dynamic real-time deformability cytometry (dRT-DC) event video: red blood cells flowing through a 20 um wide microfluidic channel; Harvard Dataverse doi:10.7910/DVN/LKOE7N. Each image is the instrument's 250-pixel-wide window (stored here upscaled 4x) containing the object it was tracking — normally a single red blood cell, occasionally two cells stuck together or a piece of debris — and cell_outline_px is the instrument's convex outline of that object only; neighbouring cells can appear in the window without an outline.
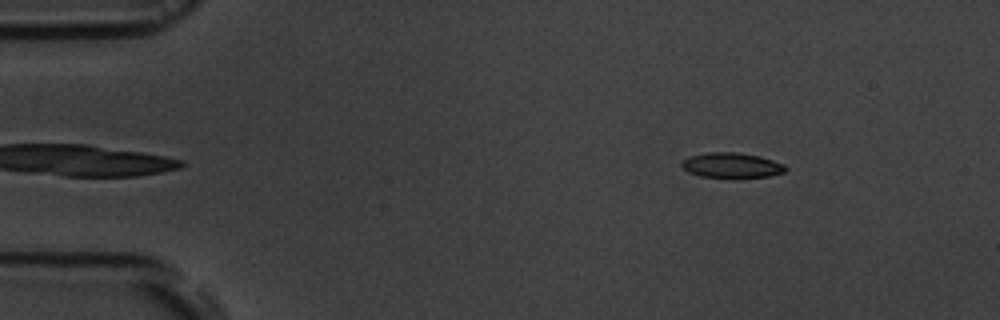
{"species": "common noctule bat (a hibernating species)", "species_latin": "Nyctalus noctula", "temperature_condition": "room temperature", "stored_images_in_passage": 13, "camera_frame_rate_fps": 3000, "um_per_image_px": 0.085, "animal": {"sex": "male", "body_mass_g": 19.5, "forearm_length_mm": 54.6}, "frame": {"image": 1, "passage_image": 1, "time_ms": 0.0, "image_size_px": [1000, 320], "cell_outline_px": [[788, 168], [784, 172], [768, 176], [736, 180], [732, 180], [700, 176], [688, 172], [680, 168], [680, 164], [688, 156], [708, 152], [736, 152], [760, 156], [784, 164]], "centroid_in_image_um": [62.16, 14.09], "position_along_channel_um": 22.8, "area_um2": 15.95}}
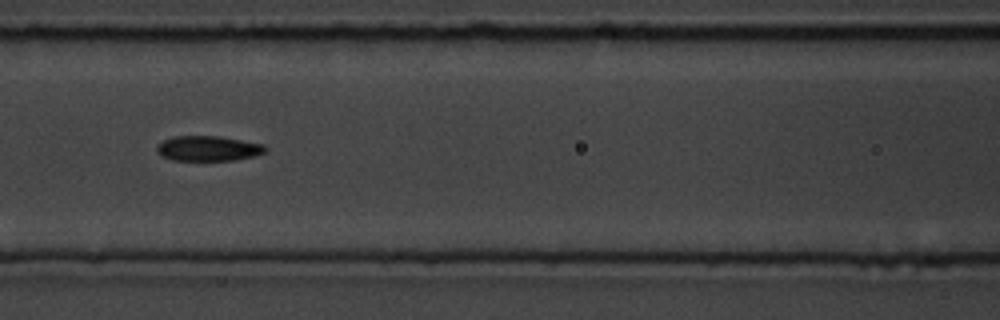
{"frame": {"image": 2, "passage_image": 5, "time_ms": 5.667, "image_size_px": [1000, 320], "cell_outline_px": [[268, 148], [264, 152], [256, 156], [236, 160], [172, 160], [160, 156], [156, 152], [156, 144], [172, 136], [220, 136], [264, 144]], "centroid_in_image_um": [17.68, 12.61], "position_along_channel_um": 148.9, "area_um2": 16.13}}
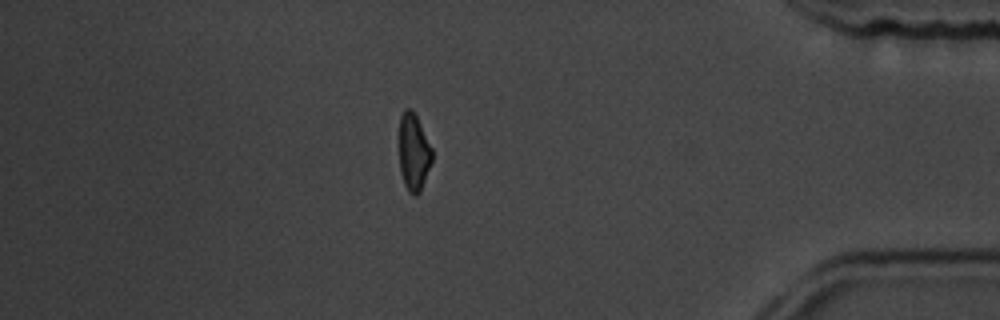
{"frame": {"image": 3, "passage_image": 12, "time_ms": 13.667, "image_size_px": [1000, 320], "cell_outline_px": [[432, 160], [420, 192], [416, 196], [412, 196], [408, 192], [404, 184], [400, 172], [400, 116], [404, 108], [412, 108], [432, 148]], "centroid_in_image_um": [35.16, 12.95], "position_along_channel_um": 400.0, "area_um2": 14.74}, "authors_computed_cell_mechanics": {"area_um2": 15.9528, "velocity_mm_per_s": 3.6181, "shape_relaxation_time_tau1_ms": 3.501, "shape_relaxation_time_tau2_ms": null, "deformation_change_tau1": 0.1141, "deformation_change_tau2": null}}